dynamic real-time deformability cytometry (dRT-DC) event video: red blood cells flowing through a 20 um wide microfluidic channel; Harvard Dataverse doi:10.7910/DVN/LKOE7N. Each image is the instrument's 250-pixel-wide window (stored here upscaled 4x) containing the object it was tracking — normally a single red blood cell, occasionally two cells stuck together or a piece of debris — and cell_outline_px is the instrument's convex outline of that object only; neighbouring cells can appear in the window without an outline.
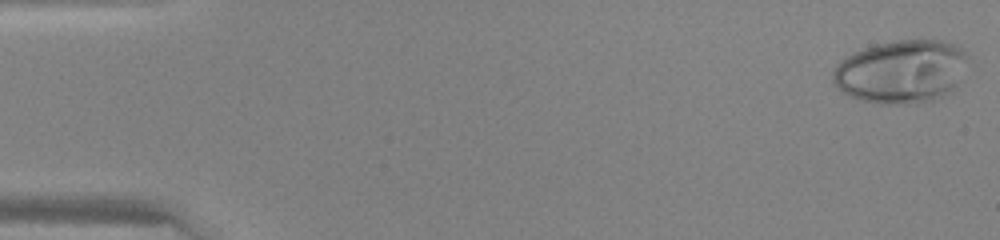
{"species": "human", "species_latin": "Homo sapiens", "temperature_condition": "warm", "stored_images_in_passage": 46, "camera_frame_rate_fps": 3000, "um_per_image_px": 0.085, "donor": {"sex": "female"}, "frame": {"image": 1, "passage_image": 1, "time_ms": 0.0, "image_size_px": [1000, 240], "cell_outline_px": [[968, 56], [956, 84], [948, 96], [932, 100], [912, 104], [880, 104], [860, 100], [844, 92], [832, 84], [832, 72], [836, 64], [840, 60], [852, 52], [876, 44], [896, 40], [944, 40], [956, 44], [968, 52]], "centroid_in_image_um": [76.59, 6.08], "position_along_channel_um": 8.4, "area_um2": 50.17}}
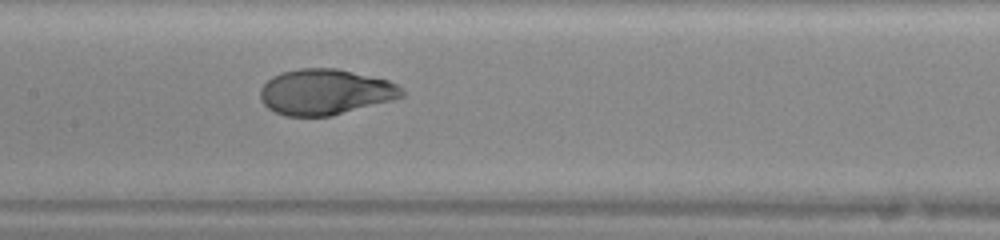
{"frame": {"image": 2, "passage_image": 23, "time_ms": 7.333, "image_size_px": [1000, 240], "cell_outline_px": [[404, 96], [396, 100], [332, 116], [284, 116], [268, 108], [260, 100], [260, 88], [272, 76], [280, 72], [300, 68], [336, 68], [388, 80], [396, 84], [404, 92]], "centroid_in_image_um": [27.65, 7.82], "position_along_channel_um": 179.8, "area_um2": 37.97}}
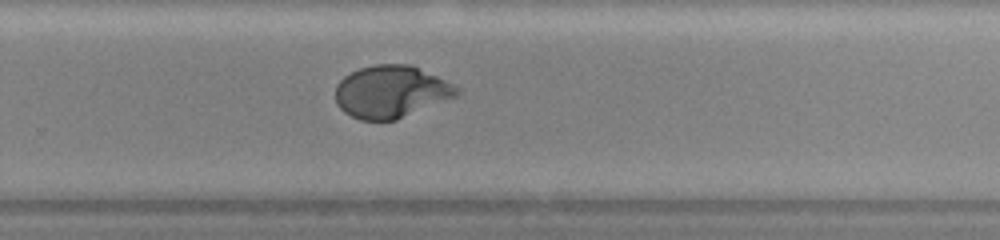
{"frame": {"image": 3, "passage_image": 31, "time_ms": 10.0, "image_size_px": [1000, 240], "cell_outline_px": [[460, 96], [396, 120], [360, 120], [344, 112], [336, 104], [336, 84], [344, 76], [360, 68], [376, 64], [412, 64], [456, 84], [460, 92]], "centroid_in_image_um": [33.29, 7.79], "position_along_channel_um": 296.5, "area_um2": 37.51}}